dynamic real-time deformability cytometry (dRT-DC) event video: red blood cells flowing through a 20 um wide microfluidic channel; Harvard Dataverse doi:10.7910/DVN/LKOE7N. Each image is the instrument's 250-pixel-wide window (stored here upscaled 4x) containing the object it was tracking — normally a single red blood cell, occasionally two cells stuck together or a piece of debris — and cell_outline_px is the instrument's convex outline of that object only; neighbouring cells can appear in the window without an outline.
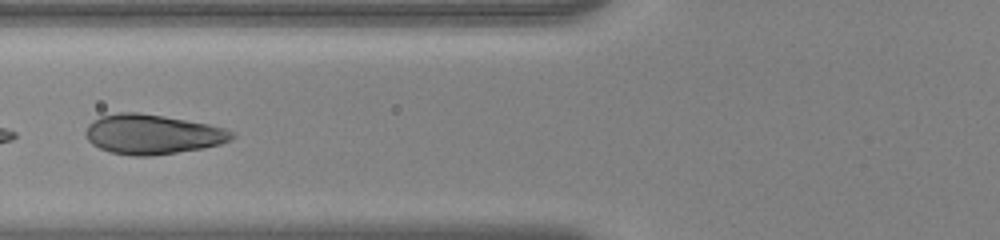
{"species": "human", "species_latin": "Homo sapiens", "temperature_condition": "warm", "stored_images_in_passage": 20, "segment_of_instrument_passage": [2, 2], "camera_frame_rate_fps": 3000, "um_per_image_px": 0.085, "donor": {"sex": "female"}, "frame": {"image": 1, "passage_image": 18, "time_ms": 5.667, "image_size_px": [1000, 240], "cell_outline_px": [[236, 136], [232, 140], [220, 144], [204, 148], [152, 156], [132, 156], [108, 152], [92, 144], [88, 140], [84, 132], [88, 124], [92, 120], [100, 116], [116, 112], [140, 112], [164, 116], [208, 124], [224, 128], [236, 132]], "centroid_in_image_um": [12.95, 11.41], "position_along_channel_um": 112.8, "area_um2": 34.28}}